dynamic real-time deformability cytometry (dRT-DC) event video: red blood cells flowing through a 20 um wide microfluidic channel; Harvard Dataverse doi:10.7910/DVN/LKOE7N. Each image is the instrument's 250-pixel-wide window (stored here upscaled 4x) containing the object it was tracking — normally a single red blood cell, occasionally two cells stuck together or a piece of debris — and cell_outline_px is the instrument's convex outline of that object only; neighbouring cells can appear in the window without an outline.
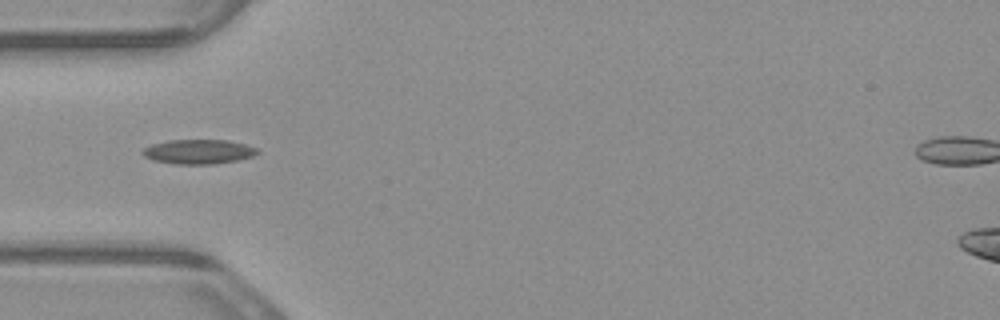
{"species": "common noctule bat (a hibernating species)", "species_latin": "Nyctalus noctula", "temperature_condition": "warm", "stored_images_in_passage": 4, "camera_frame_rate_fps": 3000, "um_per_image_px": 0.085, "animal": {"sex": "male", "body_mass_g": 23.1, "forearm_length_mm": 52.7}, "frame": {"image": 1, "passage_image": 4, "time_ms": 1.0, "image_size_px": [1000, 320], "cell_outline_px": [[260, 152], [252, 156], [236, 160], [212, 164], [172, 164], [152, 160], [144, 156], [140, 152], [144, 148], [152, 144], [168, 140], [228, 140], [244, 144], [256, 148]], "centroid_in_image_um": [16.82, 12.89], "position_along_channel_um": 68.2, "area_um2": 16.36}}